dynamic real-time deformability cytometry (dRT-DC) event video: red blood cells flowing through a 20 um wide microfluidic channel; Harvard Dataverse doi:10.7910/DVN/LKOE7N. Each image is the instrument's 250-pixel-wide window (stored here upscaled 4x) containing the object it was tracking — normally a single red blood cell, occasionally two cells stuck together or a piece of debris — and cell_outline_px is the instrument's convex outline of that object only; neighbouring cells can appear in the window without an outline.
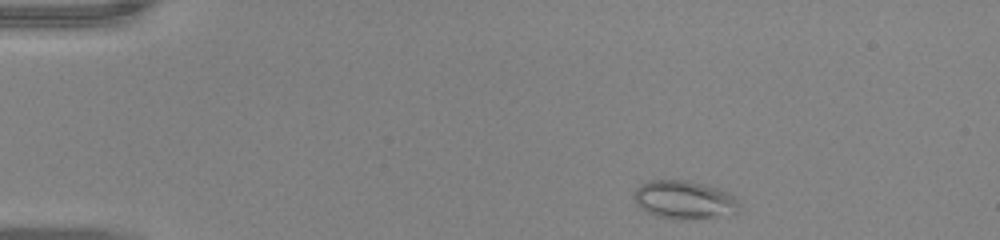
{"species": "common noctule bat (a hibernating species)", "species_latin": "Nyctalus noctula", "temperature_condition": "warm", "stored_images_in_passage": 46, "camera_frame_rate_fps": 3000, "um_per_image_px": 0.085, "animal": {"sex": "male", "body_mass_g": 20.0, "forearm_length_mm": 53.3}, "frame": {"image": 1, "passage_image": 2, "time_ms": 0.333, "image_size_px": [1000, 240], "cell_outline_px": [[740, 204], [736, 212], [716, 216], [680, 220], [672, 220], [656, 216], [640, 208], [636, 204], [632, 196], [636, 188], [640, 184], [652, 180], [684, 180], [716, 188], [728, 192]], "centroid_in_image_um": [58.08, 16.99], "position_along_channel_um": 26.9, "area_um2": 23.29}}
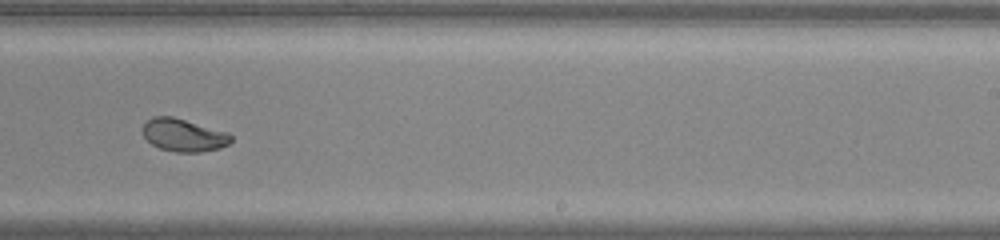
{"frame": {"image": 2, "passage_image": 27, "time_ms": 8.667, "image_size_px": [1000, 240], "cell_outline_px": [[232, 140], [228, 144], [220, 148], [200, 152], [176, 152], [160, 148], [152, 144], [140, 132], [140, 128], [152, 116], [172, 116], [228, 132], [232, 136]], "centroid_in_image_um": [15.58, 11.48], "position_along_channel_um": 273.4, "area_um2": 16.94}}
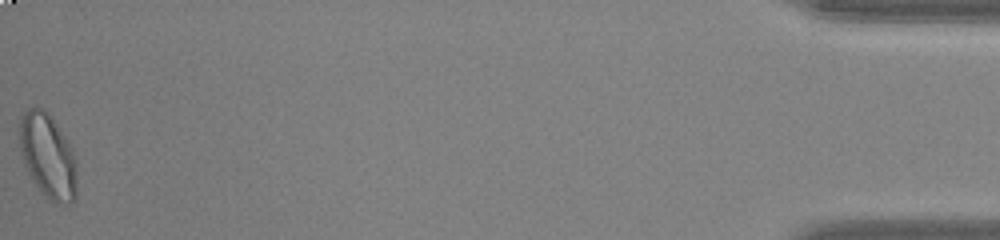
{"frame": {"image": 3, "passage_image": 46, "time_ms": 15.0, "image_size_px": [1000, 240], "cell_outline_px": [[76, 196], [72, 204], [56, 204], [44, 196], [40, 192], [28, 172], [24, 164], [20, 152], [20, 116], [28, 108], [40, 108], [48, 112], [52, 116], [68, 140], [72, 148], [76, 160]], "centroid_in_image_um": [4.08, 13.28], "position_along_channel_um": 431.1, "area_um2": 28.61}, "authors_computed_cell_mechanics": {"area_um2": 19.2185, "velocity_mm_per_s": 3.943, "shape_relaxation_time_tau1_ms": 6.9093, "shape_relaxation_time_tau2_ms": 1.5284, "deformation_change_tau1": 0.1822, "deformation_change_tau2": 0.0451}}